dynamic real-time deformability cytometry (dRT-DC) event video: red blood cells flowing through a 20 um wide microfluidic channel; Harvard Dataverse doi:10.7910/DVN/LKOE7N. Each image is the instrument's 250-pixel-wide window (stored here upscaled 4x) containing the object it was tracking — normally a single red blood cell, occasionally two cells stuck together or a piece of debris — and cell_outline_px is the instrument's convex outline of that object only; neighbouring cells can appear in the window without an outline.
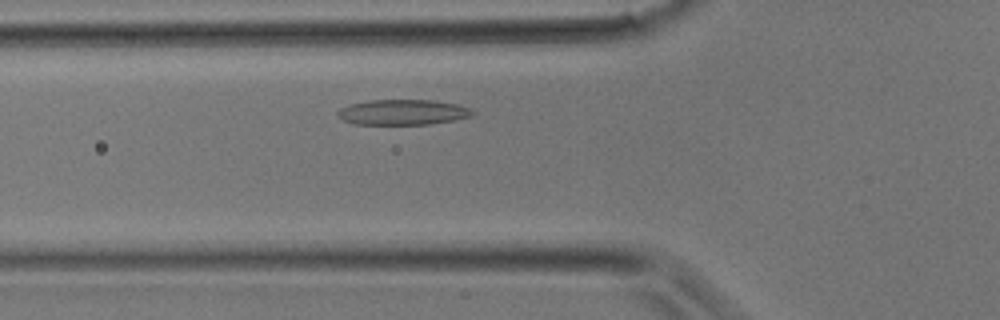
{"species": "common noctule bat (a hibernating species)", "species_latin": "Nyctalus noctula", "temperature_condition": "room temperature", "stored_images_in_passage": 27, "camera_frame_rate_fps": 3000, "um_per_image_px": 0.085, "animal": {"sex": "male", "body_mass_g": 17.9}, "frame": {"image": 1, "passage_image": 5, "time_ms": 1.333, "image_size_px": [1000, 320], "cell_outline_px": [[476, 112], [472, 116], [452, 120], [428, 124], [352, 124], [340, 120], [336, 116], [336, 112], [340, 108], [348, 104], [372, 100], [436, 100], [456, 104], [468, 108]], "centroid_in_image_um": [34.16, 9.54], "position_along_channel_um": 91.6, "area_um2": 20.06}}
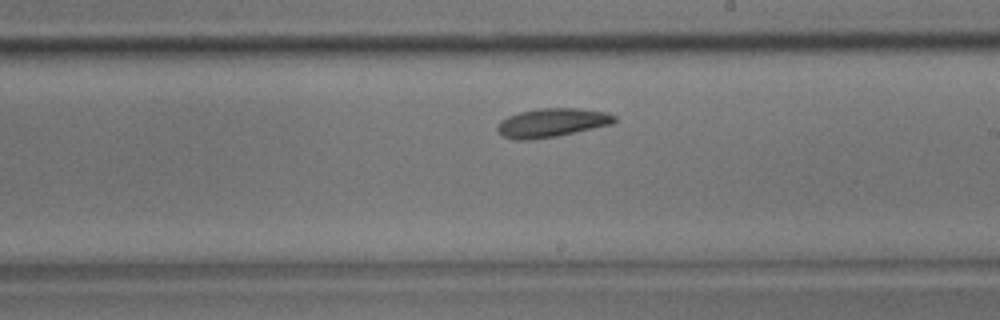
{"frame": {"image": 2, "passage_image": 13, "time_ms": 4.0, "image_size_px": [1000, 320], "cell_outline_px": [[616, 120], [612, 124], [556, 136], [532, 140], [512, 140], [504, 136], [496, 128], [500, 120], [508, 116], [520, 112], [540, 108], [576, 108], [608, 112], [616, 116]], "centroid_in_image_um": [46.9, 10.43], "position_along_channel_um": 242.1, "area_um2": 19.59}}
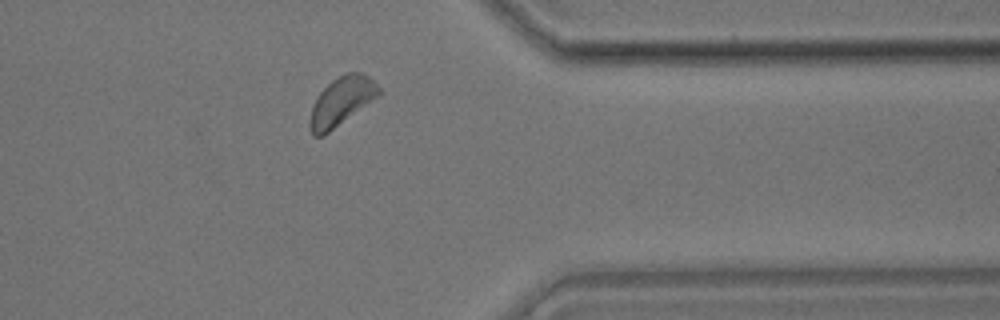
{"frame": {"image": 3, "passage_image": 21, "time_ms": 6.667, "image_size_px": [1000, 320], "cell_outline_px": [[380, 96], [328, 132], [320, 136], [312, 136], [308, 124], [308, 120], [312, 104], [320, 92], [332, 80], [348, 72], [360, 72], [368, 76], [380, 88]], "centroid_in_image_um": [29.0, 8.62], "position_along_channel_um": 382.4, "area_um2": 19.42}}